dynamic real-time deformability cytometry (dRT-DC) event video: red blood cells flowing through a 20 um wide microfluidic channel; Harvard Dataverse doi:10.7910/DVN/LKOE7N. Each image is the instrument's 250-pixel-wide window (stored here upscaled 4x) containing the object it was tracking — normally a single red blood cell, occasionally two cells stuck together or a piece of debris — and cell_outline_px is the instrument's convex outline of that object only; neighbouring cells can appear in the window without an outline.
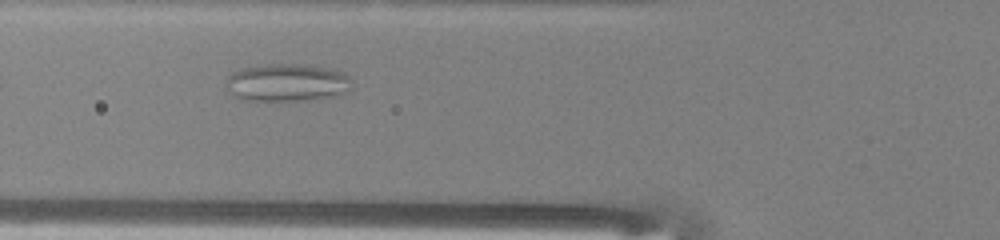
{"species": "common noctule bat (a hibernating species)", "species_latin": "Nyctalus noctula", "temperature_condition": "warm", "stored_images_in_passage": 23, "camera_frame_rate_fps": 3000, "um_per_image_px": 0.085, "animal": {"sex": "male", "body_mass_g": 13.0, "forearm_length_mm": 53.1}, "frame": {"image": 1, "passage_image": 3, "time_ms": 0.667, "image_size_px": [1000, 240], "cell_outline_px": [[352, 88], [348, 92], [340, 96], [308, 100], [244, 100], [236, 96], [224, 84], [228, 76], [232, 72], [240, 68], [268, 64], [304, 64], [332, 68], [344, 72], [352, 80]], "centroid_in_image_um": [24.47, 7.01], "position_along_channel_um": 101.3, "area_um2": 28.09}}
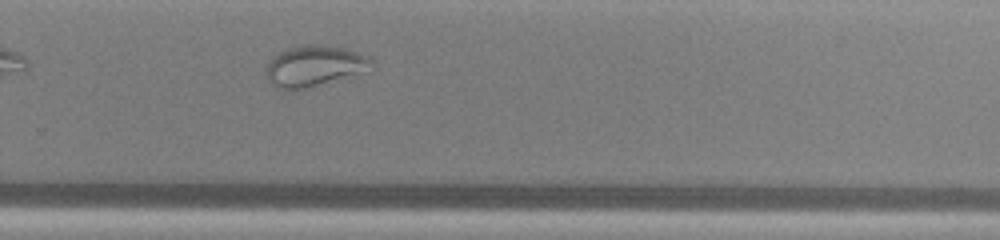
{"frame": {"image": 2, "passage_image": 18, "time_ms": 5.667, "image_size_px": [1000, 240], "cell_outline_px": [[376, 64], [364, 72], [292, 92], [280, 88], [272, 84], [268, 76], [268, 64], [272, 56], [288, 48], [320, 44], [344, 48], [368, 56]], "centroid_in_image_um": [26.75, 5.62], "position_along_channel_um": 303.0, "area_um2": 24.8}}
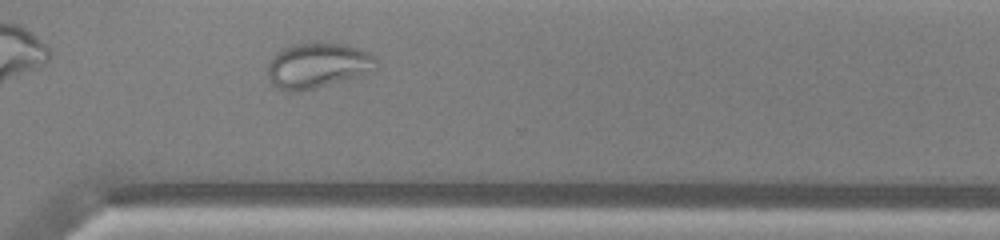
{"frame": {"image": 3, "passage_image": 21, "time_ms": 6.667, "image_size_px": [1000, 240], "cell_outline_px": [[376, 68], [364, 76], [300, 92], [288, 92], [272, 84], [268, 76], [268, 64], [272, 56], [276, 52], [284, 48], [296, 44], [316, 40], [348, 44], [368, 52], [376, 56]], "centroid_in_image_um": [27.04, 5.55], "position_along_channel_um": 343.6, "area_um2": 29.54}}